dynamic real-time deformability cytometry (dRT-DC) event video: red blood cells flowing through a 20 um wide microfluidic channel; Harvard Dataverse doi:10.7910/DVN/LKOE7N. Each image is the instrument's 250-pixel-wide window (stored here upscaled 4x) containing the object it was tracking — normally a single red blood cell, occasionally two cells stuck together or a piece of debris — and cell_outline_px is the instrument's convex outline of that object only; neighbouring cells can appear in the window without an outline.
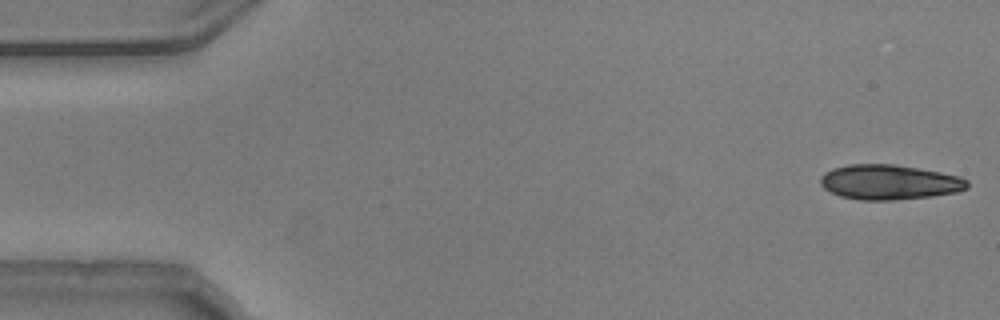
{"species": "common noctule bat (a hibernating species)", "species_latin": "Nyctalus noctula", "temperature_condition": "warm", "stored_images_in_passage": 52, "camera_frame_rate_fps": 3000, "um_per_image_px": 0.085, "animal": {"sex": "male", "body_mass_g": 20.5, "forearm_length_mm": 52.5}, "frame": {"image": 1, "passage_image": 1, "time_ms": 0.0, "image_size_px": [1000, 320], "cell_outline_px": [[968, 188], [956, 192], [932, 196], [896, 200], [860, 200], [840, 196], [824, 188], [820, 184], [820, 176], [824, 172], [832, 168], [848, 164], [896, 164], [940, 172], [960, 176], [968, 180]], "centroid_in_image_um": [75.58, 15.48], "position_along_channel_um": 9.4, "area_um2": 30.06}, "authors_computed_cell_mechanics": {"area_um2": 20.4612, "velocity_mm_per_s": 3.7595, "shape_relaxation_time_tau1_ms": 3.6554, "shape_relaxation_time_tau2_ms": 2.189, "deformation_change_tau1": 0.1709, "deformation_change_tau2": 0.0833}}